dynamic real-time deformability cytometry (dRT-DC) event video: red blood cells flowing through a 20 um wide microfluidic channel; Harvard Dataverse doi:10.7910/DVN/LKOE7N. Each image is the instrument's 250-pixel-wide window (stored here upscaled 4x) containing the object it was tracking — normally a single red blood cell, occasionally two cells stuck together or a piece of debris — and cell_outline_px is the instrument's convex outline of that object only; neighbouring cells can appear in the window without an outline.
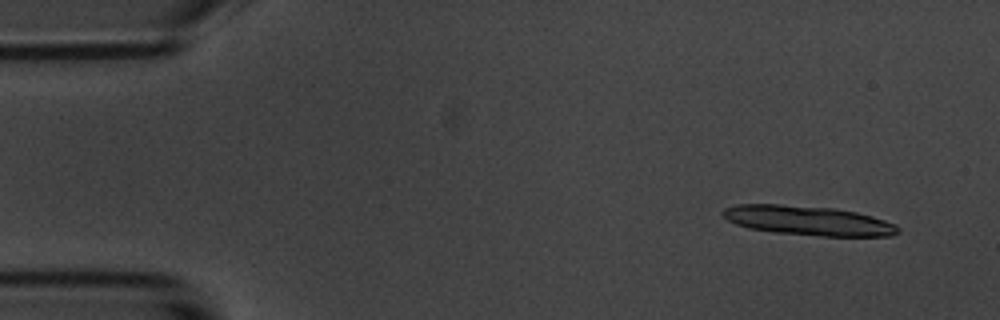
{"species": "common noctule bat (a hibernating species)", "species_latin": "Nyctalus noctula", "temperature_condition": "room temperature", "stored_images_in_passage": 5, "camera_frame_rate_fps": 3000, "um_per_image_px": 0.085, "animal": {"sex": "male", "body_mass_g": 20.1, "forearm_length_mm": 53.5}, "frame": {"image": 1, "passage_image": 1, "time_ms": 0.0, "image_size_px": [1000, 320], "cell_outline_px": [[900, 232], [892, 236], [824, 236], [776, 232], [748, 228], [736, 224], [728, 220], [720, 212], [724, 208], [736, 204], [780, 204], [832, 208], [856, 212], [872, 216], [896, 224], [900, 228]], "centroid_in_image_um": [68.7, 18.74], "position_along_channel_um": 16.3, "area_um2": 30.06}}